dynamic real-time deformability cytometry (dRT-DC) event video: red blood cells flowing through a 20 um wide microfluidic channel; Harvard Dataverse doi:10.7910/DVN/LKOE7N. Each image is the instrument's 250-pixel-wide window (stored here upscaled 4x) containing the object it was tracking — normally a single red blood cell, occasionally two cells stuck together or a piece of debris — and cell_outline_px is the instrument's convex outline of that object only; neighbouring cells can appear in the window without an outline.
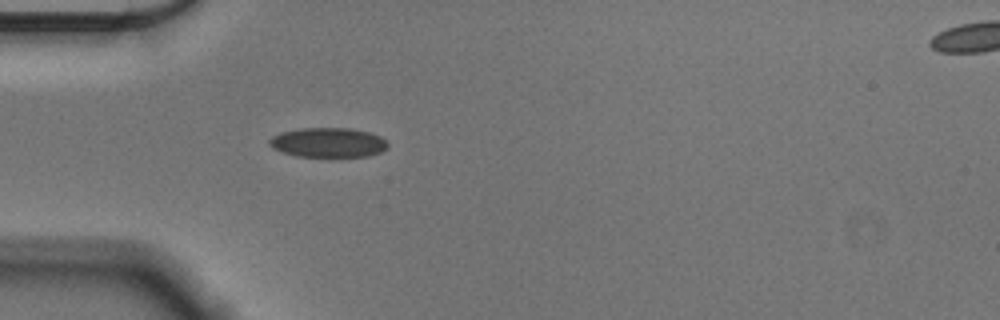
{"species": "Egyptian fruit bat (a non-hibernating species)", "species_latin": "Rousettus aegyptiacus", "temperature_condition": "cold", "stored_images_in_passage": 40, "camera_frame_rate_fps": 3000, "um_per_image_px": 0.085, "animal": {"sex": "male"}, "frame": {"image": 1, "passage_image": 1, "time_ms": 0.0, "image_size_px": [1000, 320], "cell_outline_px": [[388, 148], [380, 152], [368, 156], [296, 156], [272, 148], [268, 144], [268, 140], [272, 136], [280, 132], [300, 128], [348, 128], [368, 132], [380, 136], [388, 144]], "centroid_in_image_um": [27.86, 12.1], "position_along_channel_um": 57.1, "area_um2": 20.35}}
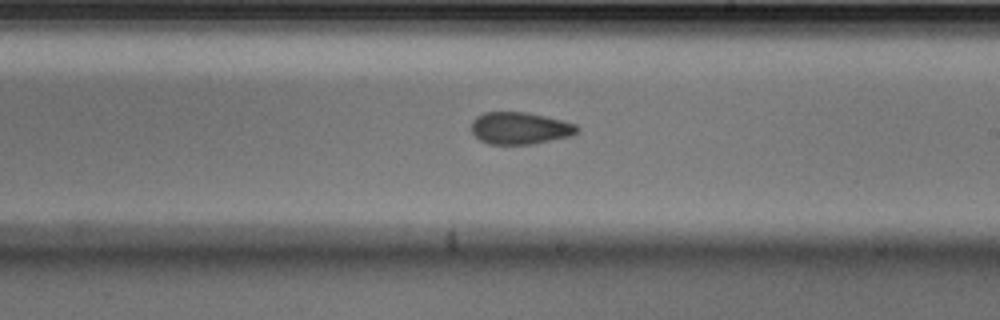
{"frame": {"image": 2, "passage_image": 17, "time_ms": 5.333, "image_size_px": [1000, 320], "cell_outline_px": [[580, 132], [572, 136], [532, 144], [488, 144], [480, 140], [472, 132], [472, 120], [476, 116], [484, 112], [528, 112], [564, 120], [576, 124], [580, 128]], "centroid_in_image_um": [44.24, 10.89], "position_along_channel_um": 244.8, "area_um2": 20.06}}
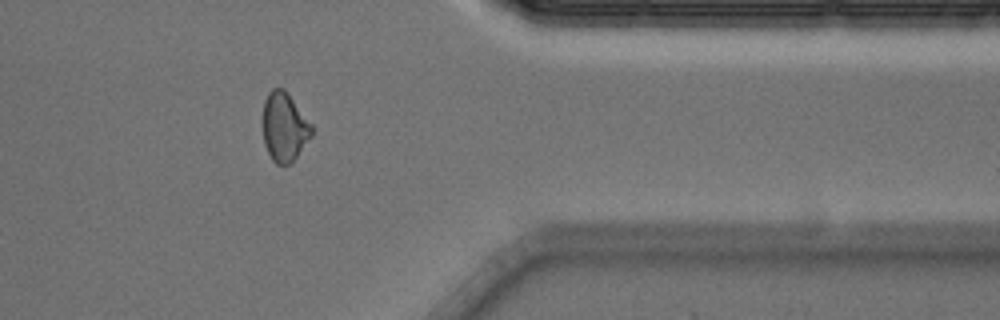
{"frame": {"image": 3, "passage_image": 30, "time_ms": 9.667, "image_size_px": [1000, 320], "cell_outline_px": [[312, 136], [296, 156], [288, 164], [276, 164], [272, 160], [264, 144], [264, 100], [268, 92], [272, 88], [284, 88], [288, 92], [312, 124]], "centroid_in_image_um": [24.18, 10.76], "position_along_channel_um": 387.2, "area_um2": 19.48}, "authors_computed_cell_mechanics": {"area_um2": 19.9988, "velocity_mm_per_s": 3.6004, "shape_relaxation_time_tau1_ms": null, "shape_relaxation_time_tau2_ms": 2.9761, "deformation_change_tau1": null, "deformation_change_tau2": 0.0951}}